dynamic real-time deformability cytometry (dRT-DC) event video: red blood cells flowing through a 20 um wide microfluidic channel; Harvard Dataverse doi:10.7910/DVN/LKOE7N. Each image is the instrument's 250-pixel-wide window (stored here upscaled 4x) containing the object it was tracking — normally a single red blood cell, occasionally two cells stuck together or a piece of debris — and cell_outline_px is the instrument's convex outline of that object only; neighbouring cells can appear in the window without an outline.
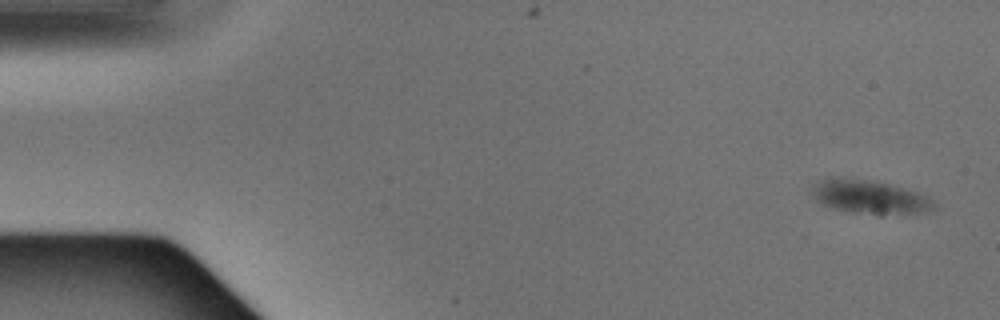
{"species": "Egyptian fruit bat (a non-hibernating species)", "species_latin": "Rousettus aegyptiacus", "temperature_condition": "warm", "stored_images_in_passage": 4, "camera_frame_rate_fps": 3000, "um_per_image_px": 0.085, "animal": {"sex": "male"}, "frame": {"image": 1, "passage_image": 1, "time_ms": 0.0, "image_size_px": [1000, 320], "cell_outline_px": [[936, 208], [924, 212], [884, 216], [880, 216], [852, 212], [836, 208], [824, 204], [816, 200], [812, 192], [812, 184], [820, 180], [832, 176], [840, 176], [872, 180], [888, 184], [916, 192], [928, 196], [936, 204]], "centroid_in_image_um": [73.92, 16.74], "position_along_channel_um": 11.1, "area_um2": 24.33}}
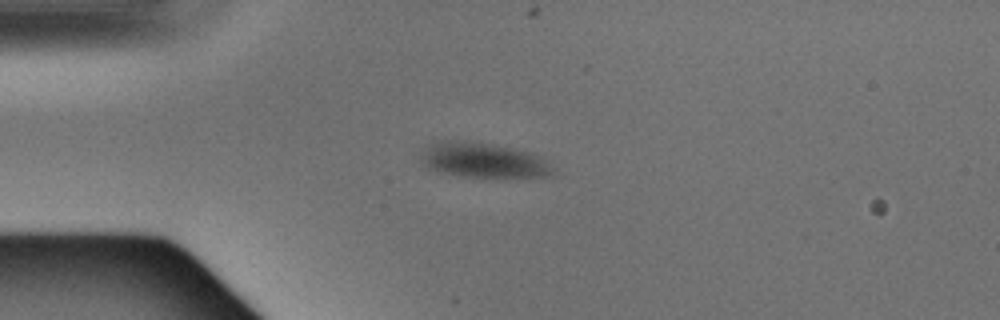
{"frame": {"image": 2, "passage_image": 3, "time_ms": 0.667, "image_size_px": [1000, 320], "cell_outline_px": [[556, 172], [552, 176], [464, 176], [440, 172], [428, 168], [420, 160], [424, 148], [440, 140], [464, 140], [492, 144], [512, 148], [528, 152], [544, 160]], "centroid_in_image_um": [41.02, 13.6], "position_along_channel_um": 44.0, "area_um2": 26.36}}
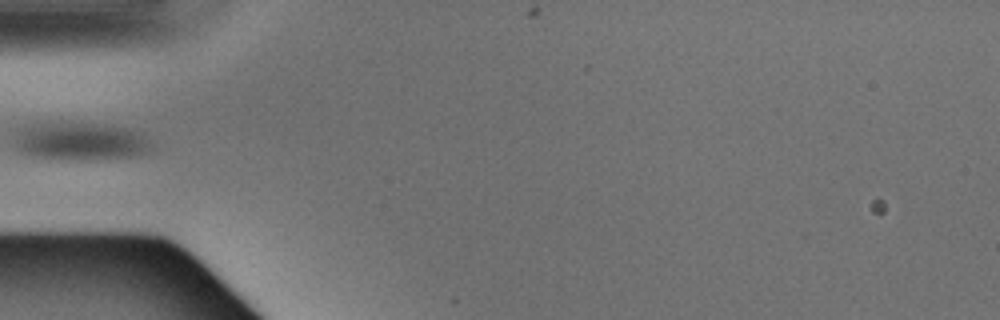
{"frame": {"image": 3, "passage_image": 4, "time_ms": 1.0, "image_size_px": [1000, 320], "cell_outline_px": [[148, 152], [132, 156], [36, 156], [20, 152], [16, 148], [16, 132], [20, 128], [40, 124], [92, 124], [124, 128], [140, 132], [148, 140]], "centroid_in_image_um": [6.8, 11.96], "position_along_channel_um": 78.2, "area_um2": 27.57}}